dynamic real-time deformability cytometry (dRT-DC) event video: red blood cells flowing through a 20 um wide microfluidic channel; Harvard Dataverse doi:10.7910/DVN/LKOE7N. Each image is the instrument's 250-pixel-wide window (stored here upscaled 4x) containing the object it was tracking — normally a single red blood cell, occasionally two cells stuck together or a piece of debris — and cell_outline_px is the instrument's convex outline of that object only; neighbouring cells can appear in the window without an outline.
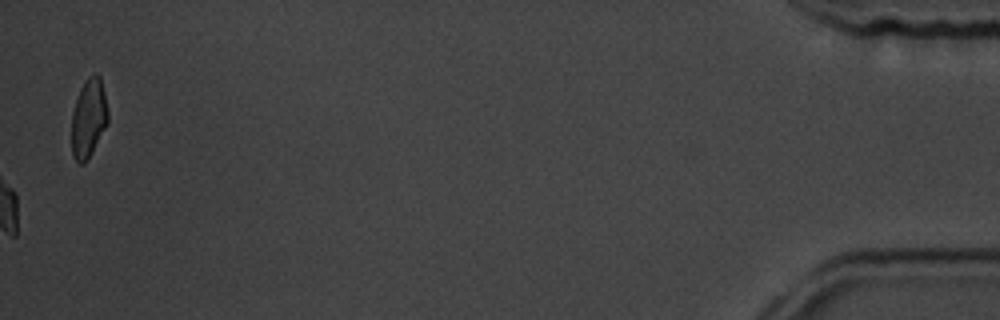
{"species": "common noctule bat (a hibernating species)", "species_latin": "Nyctalus noctula", "temperature_condition": "room temperature", "stored_images_in_passage": 48, "camera_frame_rate_fps": 3000, "um_per_image_px": 0.085, "animal": {"sex": "male", "body_mass_g": 19.5, "forearm_length_mm": 54.6}, "frame": {"image": 1, "passage_image": 48, "time_ms": 15.667, "image_size_px": [1000, 320], "cell_outline_px": [[108, 124], [88, 160], [84, 164], [80, 164], [72, 156], [72, 112], [80, 88], [88, 76], [92, 72], [96, 72], [100, 76], [104, 92], [108, 112]], "centroid_in_image_um": [7.54, 10.04], "position_along_channel_um": 427.7, "area_um2": 16.94}, "authors_computed_cell_mechanics": {"area_um2": 17.5134, "velocity_mm_per_s": 3.6097, "shape_relaxation_time_tau1_ms": 3.6911, "shape_relaxation_time_tau2_ms": 2.9911, "deformation_change_tau1": 0.1163, "deformation_change_tau2": 0.0509}}